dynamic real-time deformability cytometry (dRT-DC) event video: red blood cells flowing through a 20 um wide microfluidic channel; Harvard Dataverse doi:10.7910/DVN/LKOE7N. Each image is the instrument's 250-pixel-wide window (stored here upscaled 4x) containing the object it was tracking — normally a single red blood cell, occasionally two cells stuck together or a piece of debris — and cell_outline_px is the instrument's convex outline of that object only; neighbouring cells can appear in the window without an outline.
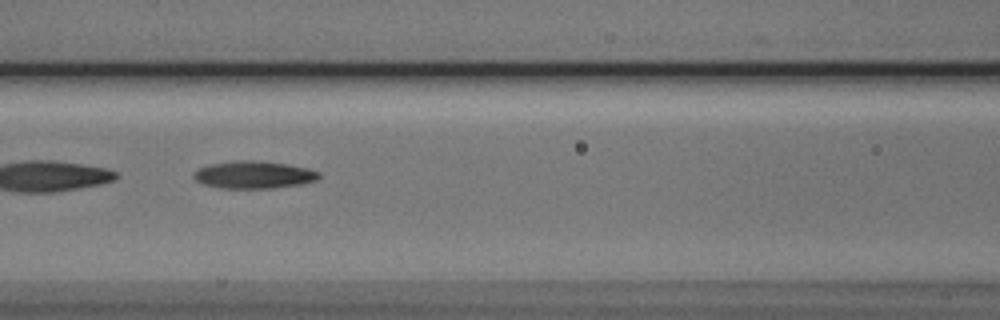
{"species": "Egyptian fruit bat (a non-hibernating species)", "species_latin": "Rousettus aegyptiacus", "temperature_condition": "cold", "stored_images_in_passage": 6, "camera_frame_rate_fps": 3000, "um_per_image_px": 0.085, "animal": {"sex": "male"}, "frame": {"image": 1, "passage_image": 5, "time_ms": 4.667, "image_size_px": [1000, 320], "cell_outline_px": [[320, 176], [316, 180], [300, 184], [272, 188], [220, 188], [204, 184], [196, 180], [192, 176], [192, 172], [208, 164], [232, 160], [260, 160], [288, 164], [308, 168], [320, 172]], "centroid_in_image_um": [21.55, 14.84], "position_along_channel_um": 145.1, "area_um2": 20.23}}
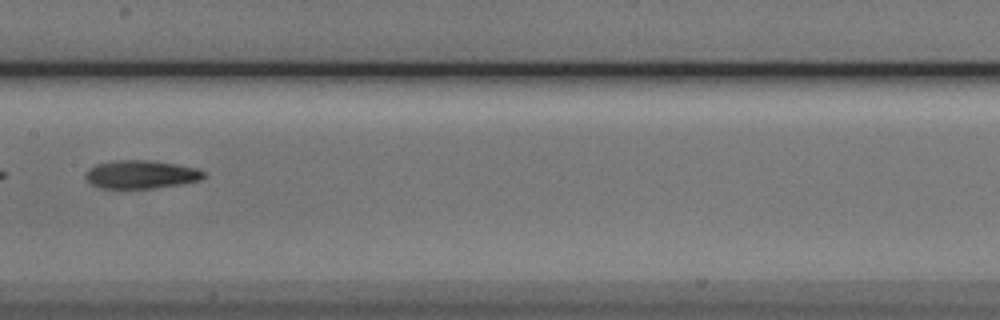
{"frame": {"image": 2, "passage_image": 6, "time_ms": 6.0, "image_size_px": [1000, 320], "cell_outline_px": [[204, 176], [200, 180], [180, 184], [152, 188], [100, 188], [92, 184], [84, 176], [84, 172], [88, 168], [96, 164], [112, 160], [148, 160], [176, 164], [196, 168], [204, 172]], "centroid_in_image_um": [11.93, 14.82], "position_along_channel_um": 195.5, "area_um2": 19.42}}